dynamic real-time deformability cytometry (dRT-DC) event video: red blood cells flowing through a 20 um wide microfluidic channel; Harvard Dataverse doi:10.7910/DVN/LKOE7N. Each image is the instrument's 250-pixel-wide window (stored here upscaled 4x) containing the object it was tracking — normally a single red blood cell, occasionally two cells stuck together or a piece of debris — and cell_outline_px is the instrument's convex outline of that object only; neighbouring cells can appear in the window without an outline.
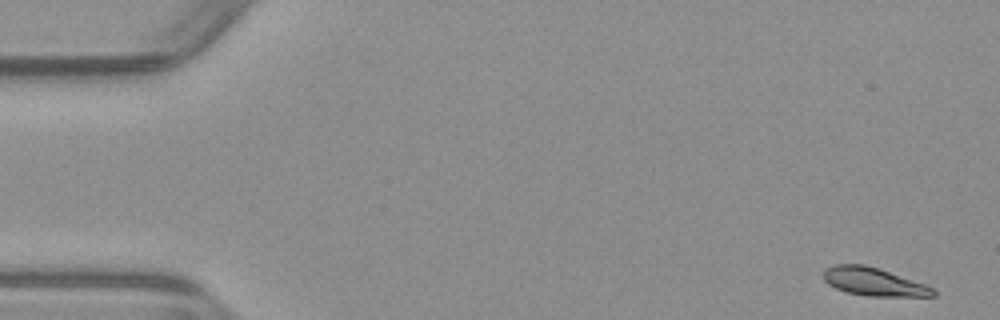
{"species": "common noctule bat (a hibernating species)", "species_latin": "Nyctalus noctula", "temperature_condition": "warm", "stored_images_in_passage": 52, "camera_frame_rate_fps": 3000, "um_per_image_px": 0.085, "animal": {"sex": "male", "body_mass_g": 23.1, "forearm_length_mm": 52.7}, "frame": {"image": 1, "passage_image": 1, "time_ms": 0.0, "image_size_px": [1000, 320], "cell_outline_px": [[936, 296], [868, 296], [848, 292], [836, 288], [828, 284], [824, 280], [824, 268], [832, 264], [864, 264], [880, 268], [924, 284], [932, 288], [936, 292]], "centroid_in_image_um": [74.23, 23.93], "position_along_channel_um": 10.8, "area_um2": 17.92}}
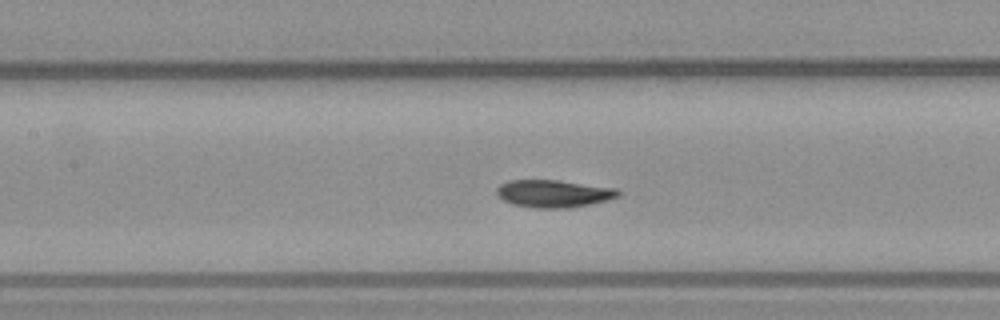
{"frame": {"image": 2, "passage_image": 23, "time_ms": 7.333, "image_size_px": [1000, 320], "cell_outline_px": [[620, 196], [608, 200], [568, 208], [536, 208], [512, 204], [504, 200], [496, 192], [496, 188], [500, 184], [512, 180], [556, 180], [616, 188], [620, 192]], "centroid_in_image_um": [47.06, 16.45], "position_along_channel_um": 160.3, "area_um2": 19.31}}
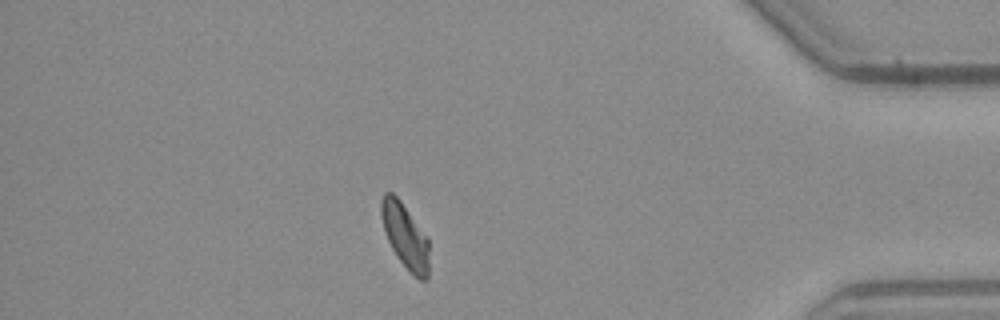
{"frame": {"image": 3, "passage_image": 45, "time_ms": 14.667, "image_size_px": [1000, 320], "cell_outline_px": [[428, 280], [420, 280], [408, 272], [396, 256], [388, 240], [380, 216], [380, 200], [384, 192], [392, 192], [400, 200], [428, 236]], "centroid_in_image_um": [34.43, 20.06], "position_along_channel_um": 400.8, "area_um2": 18.32}, "authors_computed_cell_mechanics": {"area_um2": 18.6405, "velocity_mm_per_s": 3.8709, "shape_relaxation_time_tau1_ms": 3.7135, "shape_relaxation_time_tau2_ms": 2.7995, "deformation_change_tau1": 0.1488, "deformation_change_tau2": 0.0602}}